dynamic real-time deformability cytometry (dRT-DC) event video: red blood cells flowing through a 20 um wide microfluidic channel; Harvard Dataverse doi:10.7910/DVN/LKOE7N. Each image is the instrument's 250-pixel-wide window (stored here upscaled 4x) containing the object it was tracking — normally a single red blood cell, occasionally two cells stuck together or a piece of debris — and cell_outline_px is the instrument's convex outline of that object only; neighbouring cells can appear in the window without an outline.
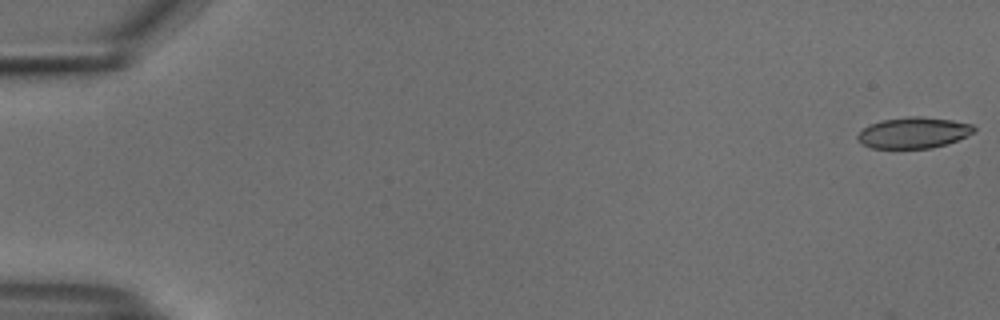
{"species": "common noctule bat (a hibernating species)", "species_latin": "Nyctalus noctula", "temperature_condition": "cold", "stored_images_in_passage": 54, "camera_frame_rate_fps": 3000, "um_per_image_px": 0.085, "animal": {"sex": "male", "body_mass_g": 18.8}, "frame": {"image": 1, "passage_image": 1, "time_ms": 0.0, "image_size_px": [1000, 320], "cell_outline_px": [[976, 132], [948, 144], [932, 148], [872, 148], [860, 144], [856, 136], [864, 128], [880, 120], [908, 116], [924, 116], [952, 120], [972, 124], [976, 128]], "centroid_in_image_um": [77.68, 11.28], "position_along_channel_um": 7.3, "area_um2": 21.27}}
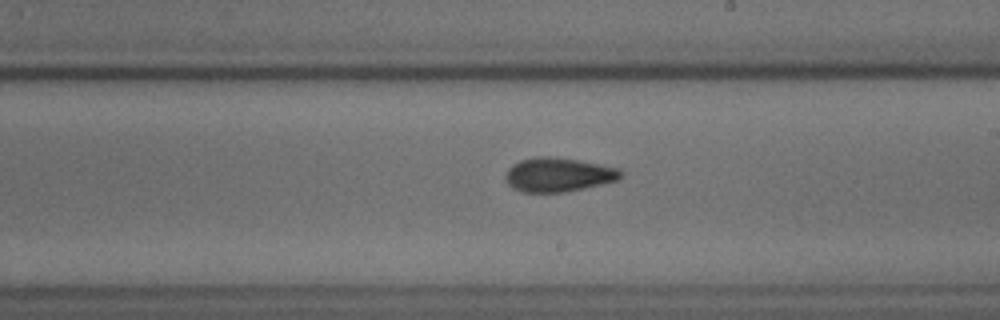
{"frame": {"image": 2, "passage_image": 32, "time_ms": 10.333, "image_size_px": [1000, 320], "cell_outline_px": [[624, 172], [620, 180], [584, 188], [564, 192], [524, 192], [512, 188], [504, 180], [504, 176], [508, 168], [512, 164], [520, 160], [536, 156], [548, 156], [580, 160], [620, 168]], "centroid_in_image_um": [47.46, 14.84], "position_along_channel_um": 241.5, "area_um2": 23.24}}
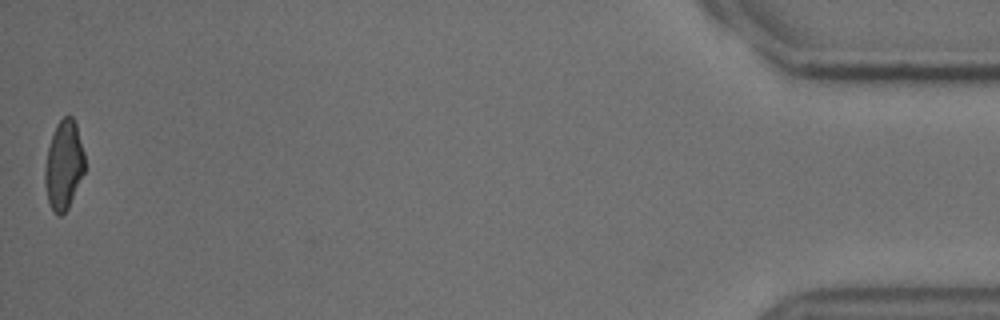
{"frame": {"image": 3, "passage_image": 54, "time_ms": 17.667, "image_size_px": [1000, 320], "cell_outline_px": [[84, 172], [68, 208], [60, 216], [56, 216], [52, 212], [48, 200], [44, 184], [44, 168], [48, 148], [56, 124], [68, 112], [72, 116], [76, 124], [84, 152]], "centroid_in_image_um": [5.4, 14.03], "position_along_channel_um": 429.8, "area_um2": 20.75}, "authors_computed_cell_mechanics": {"area_um2": 22.0796, "velocity_mm_per_s": 3.7645, "shape_relaxation_time_tau1_ms": 10.1979, "shape_relaxation_time_tau2_ms": 3.1833, "deformation_change_tau1": 0.2154, "deformation_change_tau2": 0.0934}}